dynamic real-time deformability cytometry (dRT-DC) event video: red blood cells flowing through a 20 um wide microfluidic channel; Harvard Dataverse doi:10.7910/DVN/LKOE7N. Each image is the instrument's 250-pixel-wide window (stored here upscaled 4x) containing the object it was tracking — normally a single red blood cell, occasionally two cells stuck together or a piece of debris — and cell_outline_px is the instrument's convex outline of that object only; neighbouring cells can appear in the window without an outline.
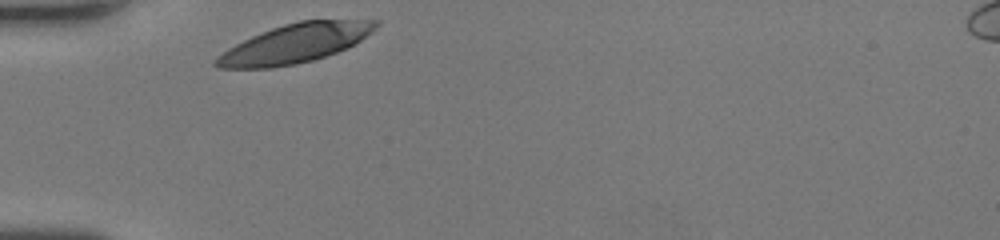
{"species": "human", "species_latin": "Homo sapiens", "temperature_condition": "room temperature", "stored_images_in_passage": 8, "camera_frame_rate_fps": 3000, "um_per_image_px": 0.085, "donor": {"sex": "female"}, "frame": {"image": 1, "passage_image": 1, "time_ms": 0.0, "image_size_px": [1000, 240], "cell_outline_px": [[380, 24], [372, 32], [348, 48], [312, 60], [296, 64], [272, 68], [216, 68], [212, 64], [228, 48], [252, 36], [272, 28], [284, 24], [300, 20], [380, 20]], "centroid_in_image_um": [25.1, 3.69], "position_along_channel_um": 59.9, "area_um2": 35.89}}
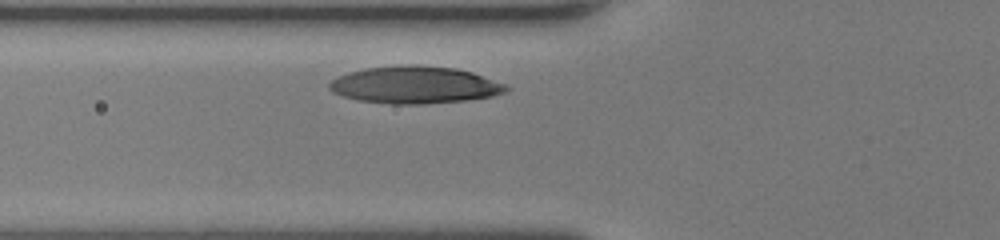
{"frame": {"image": 2, "passage_image": 4, "time_ms": 1.0, "image_size_px": [1000, 240], "cell_outline_px": [[512, 88], [504, 92], [492, 96], [464, 100], [424, 104], [392, 104], [356, 100], [332, 92], [328, 88], [328, 84], [336, 76], [348, 72], [364, 68], [396, 64], [420, 64], [456, 68], [472, 72], [508, 84]], "centroid_in_image_um": [35.25, 7.2], "position_along_channel_um": 90.6, "area_um2": 38.96}}
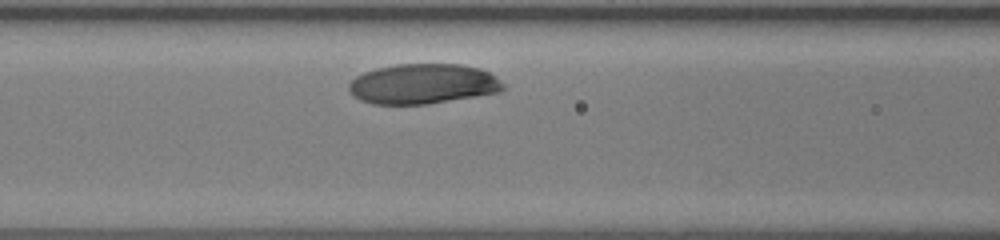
{"frame": {"image": 3, "passage_image": 7, "time_ms": 2.0, "image_size_px": [1000, 240], "cell_outline_px": [[508, 88], [500, 92], [428, 104], [372, 104], [360, 100], [348, 88], [348, 84], [356, 76], [364, 72], [376, 68], [396, 64], [460, 64], [480, 68], [496, 76]], "centroid_in_image_um": [35.99, 7.13], "position_along_channel_um": 130.6, "area_um2": 36.18}}